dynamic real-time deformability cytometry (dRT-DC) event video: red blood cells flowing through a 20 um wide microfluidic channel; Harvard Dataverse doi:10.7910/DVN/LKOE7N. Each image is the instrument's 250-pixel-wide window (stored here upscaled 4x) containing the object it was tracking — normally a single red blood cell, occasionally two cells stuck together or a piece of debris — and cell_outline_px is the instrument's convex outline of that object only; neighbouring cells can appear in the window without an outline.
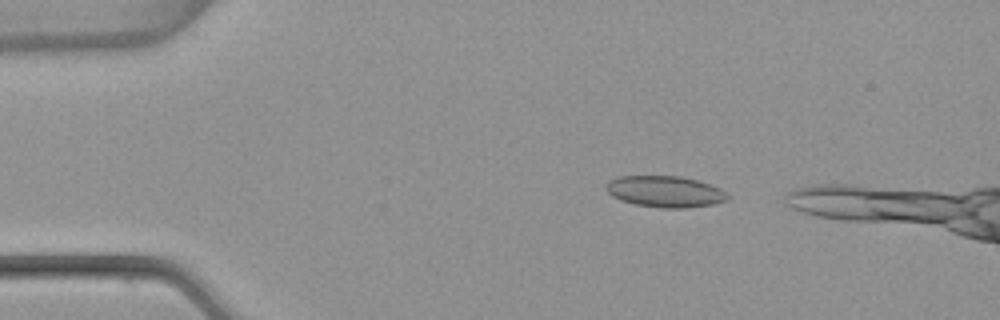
{"species": "common noctule bat (a hibernating species)", "species_latin": "Nyctalus noctula", "temperature_condition": "warm", "stored_images_in_passage": 2, "camera_frame_rate_fps": 3000, "um_per_image_px": 0.085, "animal": {"sex": "female", "body_mass_g": 22.7, "forearm_length_mm": 54.2}, "frame": {"image": 1, "passage_image": 2, "time_ms": 0.333, "image_size_px": [1000, 320], "cell_outline_px": [[732, 196], [728, 200], [712, 204], [684, 208], [660, 208], [636, 204], [620, 200], [612, 196], [604, 188], [608, 180], [616, 176], [680, 176], [696, 180], [720, 188]], "centroid_in_image_um": [56.51, 16.28], "position_along_channel_um": 28.5, "area_um2": 22.31}}